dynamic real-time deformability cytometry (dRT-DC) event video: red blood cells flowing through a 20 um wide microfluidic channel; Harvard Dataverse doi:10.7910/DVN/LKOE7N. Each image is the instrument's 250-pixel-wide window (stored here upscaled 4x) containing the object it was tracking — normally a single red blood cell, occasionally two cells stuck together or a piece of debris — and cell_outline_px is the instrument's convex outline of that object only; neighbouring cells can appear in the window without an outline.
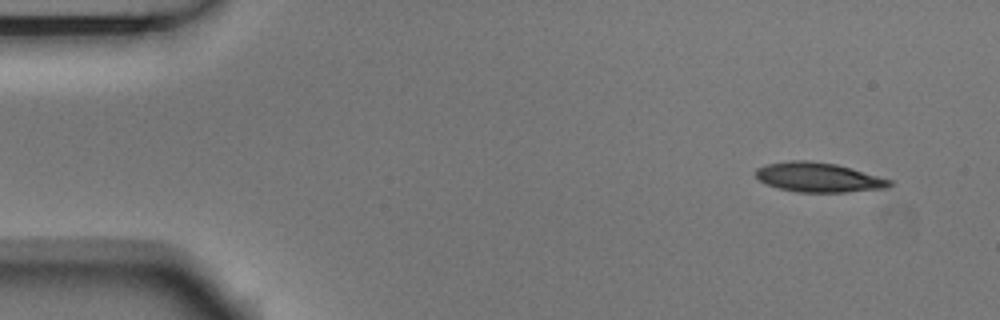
{"species": "Egyptian fruit bat (a non-hibernating species)", "species_latin": "Rousettus aegyptiacus", "temperature_condition": "room temperature", "stored_images_in_passage": 7, "camera_frame_rate_fps": 3000, "um_per_image_px": 0.085, "animal": {"sex": "male"}, "frame": {"image": 1, "passage_image": 1, "time_ms": 0.0, "image_size_px": [1000, 320], "cell_outline_px": [[892, 184], [888, 188], [848, 192], [796, 192], [780, 188], [768, 184], [760, 180], [756, 176], [756, 168], [764, 164], [792, 160], [808, 160], [836, 164], [892, 180]], "centroid_in_image_um": [69.57, 15.07], "position_along_channel_um": 15.4, "area_um2": 22.95}}
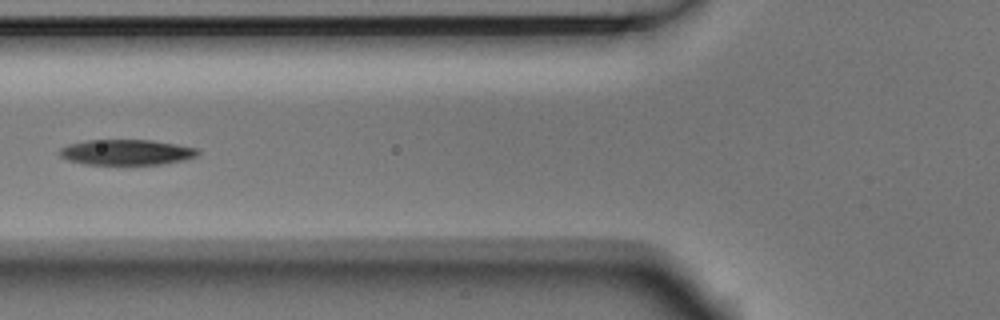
{"frame": {"image": 2, "passage_image": 6, "time_ms": 1.667, "image_size_px": [1000, 320], "cell_outline_px": [[200, 152], [196, 156], [184, 160], [160, 164], [84, 164], [68, 160], [60, 156], [60, 148], [68, 144], [88, 140], [152, 140], [200, 148]], "centroid_in_image_um": [10.77, 12.93], "position_along_channel_um": 115.0, "area_um2": 20.52}}
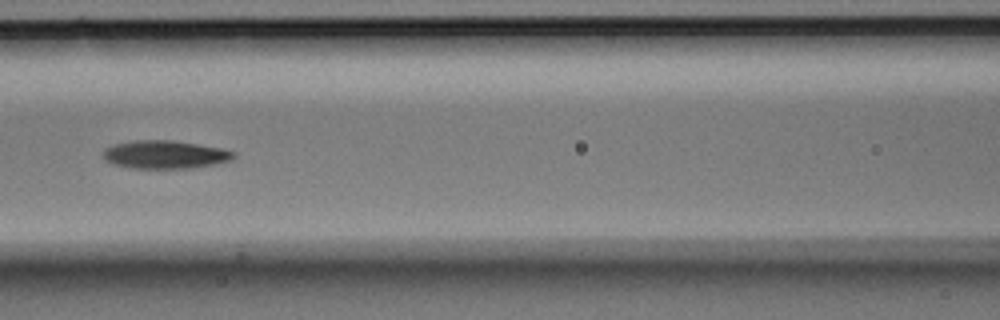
{"frame": {"image": 3, "passage_image": 7, "time_ms": 2.0, "image_size_px": [1000, 320], "cell_outline_px": [[236, 156], [232, 160], [216, 164], [192, 168], [132, 168], [116, 164], [104, 160], [104, 148], [112, 144], [136, 140], [172, 140], [224, 148], [236, 152]], "centroid_in_image_um": [14.07, 13.13], "position_along_channel_um": 152.5, "area_um2": 21.56}}